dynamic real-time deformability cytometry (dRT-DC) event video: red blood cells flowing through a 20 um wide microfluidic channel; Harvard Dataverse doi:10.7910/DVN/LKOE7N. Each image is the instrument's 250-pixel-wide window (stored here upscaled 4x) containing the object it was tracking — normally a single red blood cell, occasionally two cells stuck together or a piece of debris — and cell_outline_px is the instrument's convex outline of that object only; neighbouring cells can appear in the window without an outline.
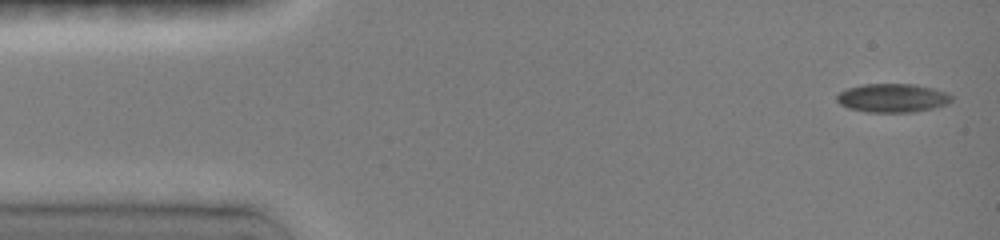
{"species": "common noctule bat (a hibernating species)", "species_latin": "Nyctalus noctula", "temperature_condition": "room temperature", "stored_images_in_passage": 11, "camera_frame_rate_fps": 3000, "um_per_image_px": 0.085, "animal": {"sex": "female", "body_mass_g": 19.0, "forearm_length_mm": 51.5}, "frame": {"image": 1, "passage_image": 1, "time_ms": 0.0, "image_size_px": [1000, 240], "cell_outline_px": [[952, 100], [948, 104], [932, 108], [912, 112], [868, 112], [848, 108], [840, 104], [836, 100], [836, 96], [840, 92], [848, 88], [864, 84], [912, 84], [932, 88], [948, 92], [952, 96]], "centroid_in_image_um": [75.87, 8.33], "position_along_channel_um": 9.1, "area_um2": 19.13}}
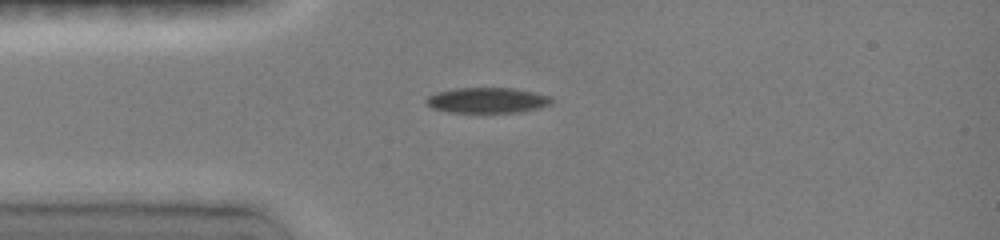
{"frame": {"image": 2, "passage_image": 4, "time_ms": 3.333, "image_size_px": [1000, 240], "cell_outline_px": [[552, 104], [540, 108], [520, 112], [448, 112], [432, 108], [424, 100], [428, 96], [436, 92], [456, 88], [512, 88], [532, 92], [548, 96], [552, 100]], "centroid_in_image_um": [41.39, 8.53], "position_along_channel_um": 43.6, "area_um2": 18.5}}
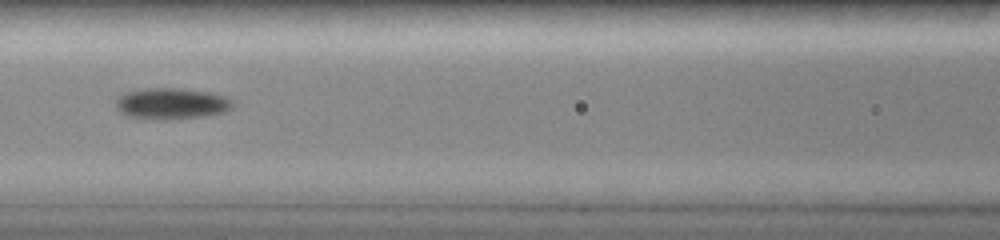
{"frame": {"image": 3, "passage_image": 7, "time_ms": 6.333, "image_size_px": [1000, 240], "cell_outline_px": [[232, 108], [224, 112], [204, 116], [164, 120], [152, 120], [128, 116], [120, 112], [116, 108], [116, 100], [124, 92], [148, 88], [176, 88], [204, 92], [224, 96], [232, 104]], "centroid_in_image_um": [14.5, 8.82], "position_along_channel_um": 152.1, "area_um2": 21.04}}